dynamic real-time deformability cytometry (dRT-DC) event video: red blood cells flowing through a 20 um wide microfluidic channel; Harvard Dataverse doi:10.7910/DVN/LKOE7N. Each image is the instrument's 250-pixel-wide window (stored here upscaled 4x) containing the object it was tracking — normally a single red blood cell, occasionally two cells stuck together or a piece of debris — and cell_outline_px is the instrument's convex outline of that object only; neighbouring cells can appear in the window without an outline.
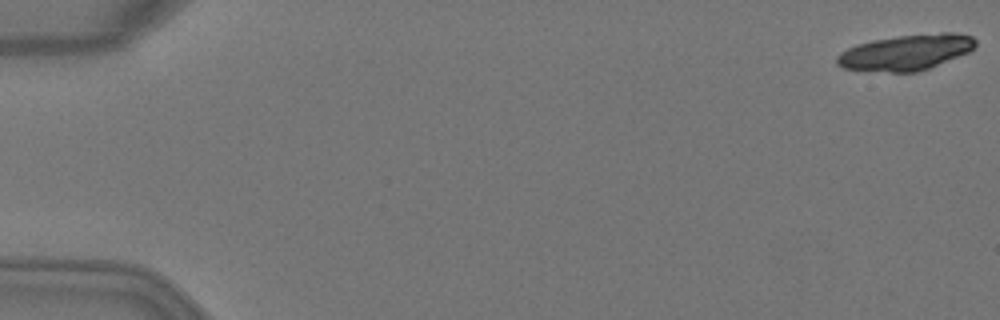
{"species": "Egyptian fruit bat (a non-hibernating species)", "species_latin": "Rousettus aegyptiacus", "temperature_condition": "warm", "stored_images_in_passage": 6, "camera_frame_rate_fps": 3000, "um_per_image_px": 0.085, "animal": {"sex": "female"}, "frame": {"image": 1, "passage_image": 1, "time_ms": 0.0, "image_size_px": [1000, 320], "cell_outline_px": [[976, 44], [968, 52], [928, 68], [916, 72], [888, 72], [844, 68], [836, 64], [836, 56], [840, 52], [856, 44], [872, 40], [900, 36], [940, 32], [952, 32], [972, 36], [976, 40]], "centroid_in_image_um": [76.98, 4.44], "position_along_channel_um": 8.0, "area_um2": 28.55}}